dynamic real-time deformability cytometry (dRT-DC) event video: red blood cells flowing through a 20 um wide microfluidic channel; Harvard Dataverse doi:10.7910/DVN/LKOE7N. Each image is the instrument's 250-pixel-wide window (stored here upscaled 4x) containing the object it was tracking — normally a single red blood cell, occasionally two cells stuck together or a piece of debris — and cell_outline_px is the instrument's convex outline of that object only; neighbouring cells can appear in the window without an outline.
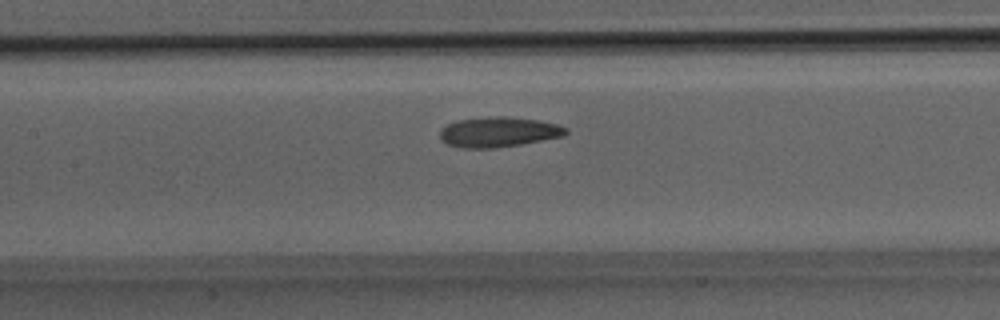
{"species": "Egyptian fruit bat (a non-hibernating species)", "species_latin": "Rousettus aegyptiacus", "temperature_condition": "room temperature", "stored_images_in_passage": 29, "camera_frame_rate_fps": 3000, "um_per_image_px": 0.085, "animal": {"sex": "male"}, "frame": {"image": 1, "passage_image": 12, "time_ms": 3.667, "image_size_px": [1000, 320], "cell_outline_px": [[568, 132], [564, 136], [520, 144], [496, 148], [460, 148], [448, 144], [440, 140], [440, 128], [448, 124], [460, 120], [496, 116], [504, 116], [536, 120], [556, 124], [568, 128]], "centroid_in_image_um": [42.36, 11.23], "position_along_channel_um": 165.0, "area_um2": 21.96}}
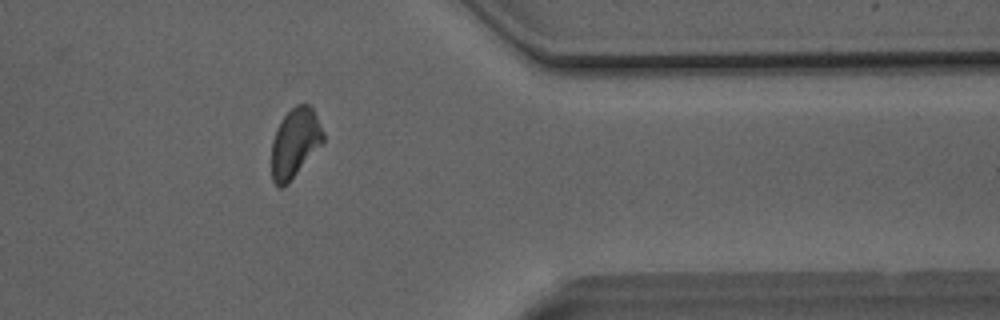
{"frame": {"image": 2, "passage_image": 23, "time_ms": 7.333, "image_size_px": [1000, 320], "cell_outline_px": [[324, 140], [288, 184], [284, 188], [276, 188], [272, 180], [272, 140], [284, 116], [296, 104], [308, 104], [312, 108], [324, 132]], "centroid_in_image_um": [25.05, 12.18], "position_along_channel_um": 386.3, "area_um2": 20.58}}
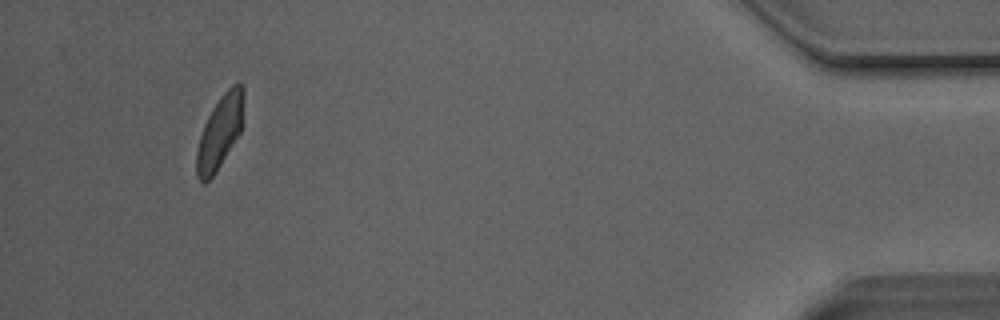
{"frame": {"image": 3, "passage_image": 27, "time_ms": 8.667, "image_size_px": [1000, 320], "cell_outline_px": [[244, 124], [240, 132], [216, 172], [204, 184], [196, 176], [196, 152], [200, 136], [204, 124], [212, 108], [220, 96], [236, 80], [244, 84]], "centroid_in_image_um": [18.72, 11.15], "position_along_channel_um": 416.5, "area_um2": 20.46}}